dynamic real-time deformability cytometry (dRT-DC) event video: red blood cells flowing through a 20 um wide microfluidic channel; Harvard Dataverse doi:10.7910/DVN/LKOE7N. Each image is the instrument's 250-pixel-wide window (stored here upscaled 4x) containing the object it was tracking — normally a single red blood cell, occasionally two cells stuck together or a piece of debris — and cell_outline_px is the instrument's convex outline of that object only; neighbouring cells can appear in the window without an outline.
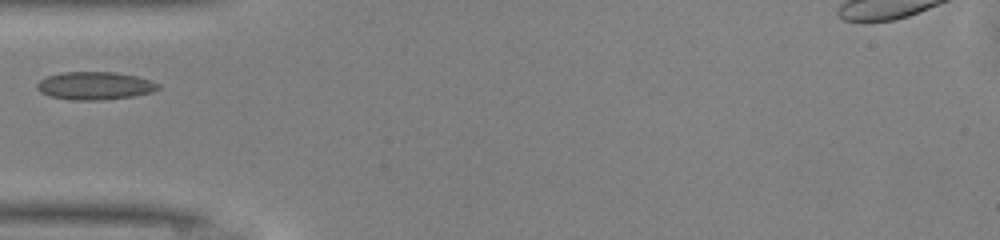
{"species": "common noctule bat (a hibernating species)", "species_latin": "Nyctalus noctula", "temperature_condition": "warm", "stored_images_in_passage": 23, "camera_frame_rate_fps": 3000, "um_per_image_px": 0.085, "animal": {"sex": "male", "body_mass_g": 13.0, "forearm_length_mm": 53.1}, "frame": {"image": 1, "passage_image": 1, "time_ms": 0.0, "image_size_px": [1000, 240], "cell_outline_px": [[160, 88], [152, 92], [132, 96], [100, 100], [72, 100], [48, 96], [40, 92], [36, 88], [36, 84], [40, 80], [48, 76], [60, 72], [116, 72], [136, 76], [160, 84]], "centroid_in_image_um": [8.03, 7.29], "position_along_channel_um": 77.0, "area_um2": 19.71}}
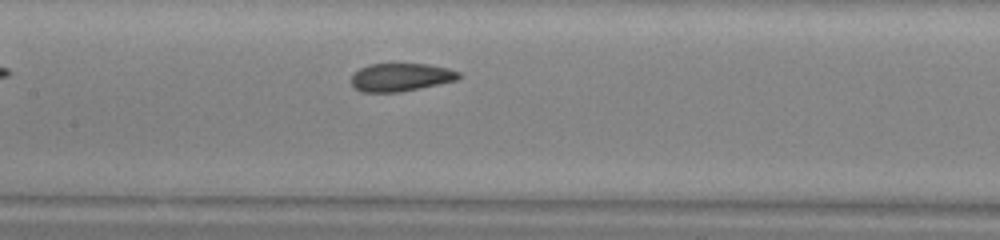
{"frame": {"image": 2, "passage_image": 8, "time_ms": 2.333, "image_size_px": [1000, 240], "cell_outline_px": [[464, 76], [456, 80], [400, 92], [364, 92], [352, 88], [352, 76], [360, 68], [368, 64], [428, 64], [448, 68], [460, 72]], "centroid_in_image_um": [34.08, 6.56], "position_along_channel_um": 173.3, "area_um2": 17.57}}
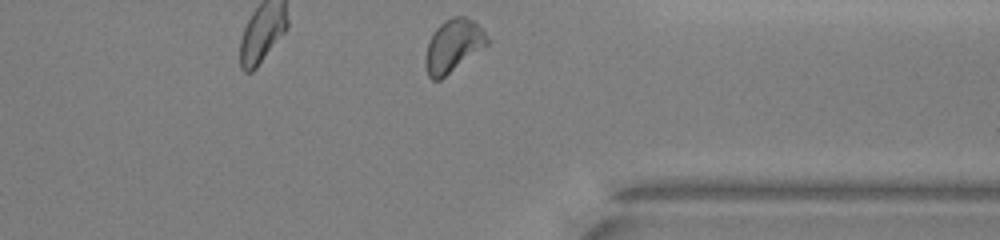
{"frame": {"image": 3, "passage_image": 23, "time_ms": 7.333, "image_size_px": [1000, 240], "cell_outline_px": [[488, 44], [440, 80], [432, 80], [428, 76], [424, 64], [424, 60], [428, 40], [436, 28], [444, 20], [452, 16], [464, 16], [472, 20], [484, 32], [488, 40]], "centroid_in_image_um": [38.47, 3.9], "position_along_channel_um": 372.9, "area_um2": 18.84}}